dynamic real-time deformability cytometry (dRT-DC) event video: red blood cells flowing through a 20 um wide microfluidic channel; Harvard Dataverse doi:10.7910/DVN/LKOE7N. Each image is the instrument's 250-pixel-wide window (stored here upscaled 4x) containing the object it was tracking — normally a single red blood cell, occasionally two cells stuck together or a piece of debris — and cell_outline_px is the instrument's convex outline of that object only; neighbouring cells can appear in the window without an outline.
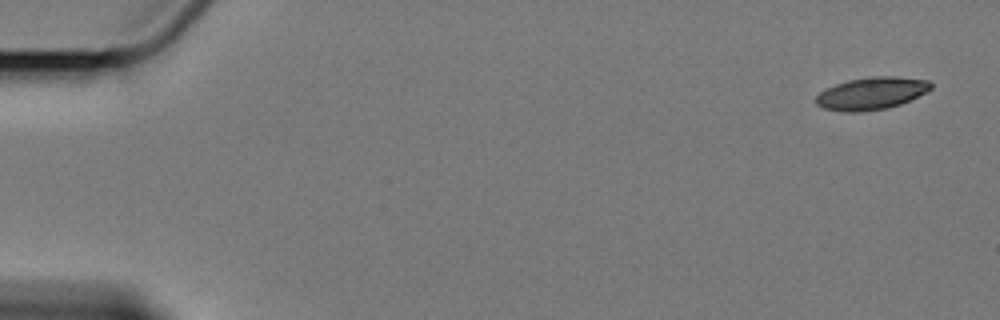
{"species": "Egyptian fruit bat (a non-hibernating species)", "species_latin": "Rousettus aegyptiacus", "temperature_condition": "cold", "stored_images_in_passage": 5, "camera_frame_rate_fps": 3000, "um_per_image_px": 0.085, "animal": {"sex": "female"}, "frame": {"image": 1, "passage_image": 1, "time_ms": 0.0, "image_size_px": [1000, 320], "cell_outline_px": [[932, 88], [900, 104], [888, 108], [860, 112], [844, 112], [824, 108], [816, 104], [816, 96], [820, 92], [836, 84], [848, 80], [872, 76], [896, 76], [928, 80], [932, 84]], "centroid_in_image_um": [74.06, 7.93], "position_along_channel_um": 10.9, "area_um2": 21.5}}